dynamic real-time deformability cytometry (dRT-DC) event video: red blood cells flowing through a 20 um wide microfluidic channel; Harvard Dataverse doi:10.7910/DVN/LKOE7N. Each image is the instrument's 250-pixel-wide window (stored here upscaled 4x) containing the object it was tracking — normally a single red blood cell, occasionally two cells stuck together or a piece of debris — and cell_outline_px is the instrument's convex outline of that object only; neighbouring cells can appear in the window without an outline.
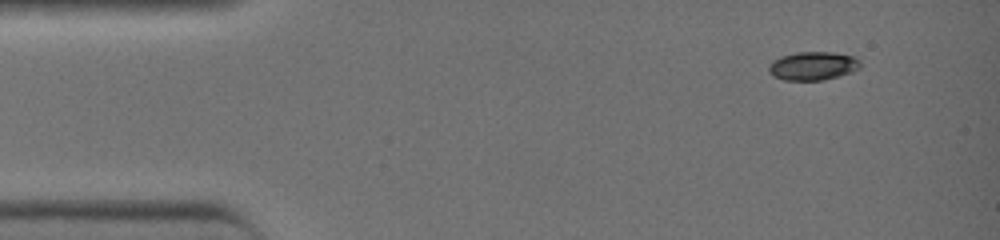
{"species": "common noctule bat (a hibernating species)", "species_latin": "Nyctalus noctula", "temperature_condition": "warm", "stored_images_in_passage": 39, "camera_frame_rate_fps": 3000, "um_per_image_px": 0.085, "animal": {"sex": "female", "body_mass_g": 19.0, "forearm_length_mm": 51.5}, "frame": {"image": 1, "passage_image": 1, "time_ms": 0.0, "image_size_px": [1000, 240], "cell_outline_px": [[860, 68], [852, 72], [824, 80], [784, 80], [772, 76], [768, 72], [768, 64], [772, 60], [780, 56], [796, 52], [832, 52], [856, 56], [860, 60]], "centroid_in_image_um": [69.08, 5.59], "position_along_channel_um": 15.9, "area_um2": 15.49}}
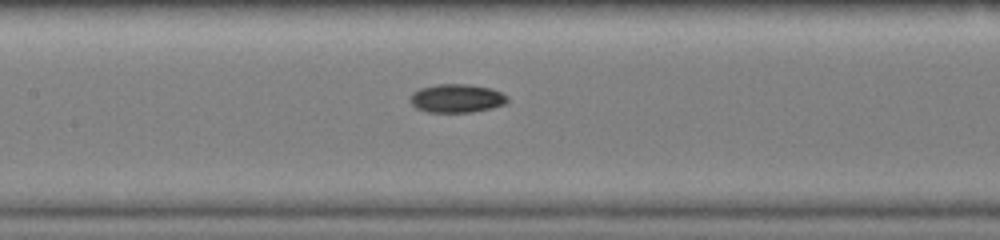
{"frame": {"image": 2, "passage_image": 17, "time_ms": 5.333, "image_size_px": [1000, 240], "cell_outline_px": [[508, 100], [504, 104], [492, 108], [472, 112], [428, 112], [416, 108], [408, 100], [412, 92], [420, 88], [436, 84], [468, 84], [492, 88], [508, 96]], "centroid_in_image_um": [38.8, 8.35], "position_along_channel_um": 168.6, "area_um2": 16.3}}
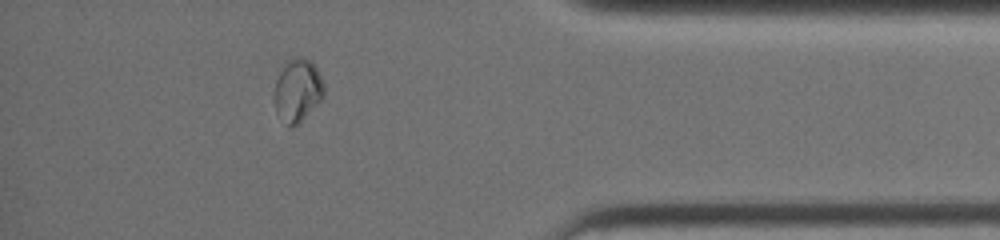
{"frame": {"image": 3, "passage_image": 34, "time_ms": 11.0, "image_size_px": [1000, 240], "cell_outline_px": [[324, 96], [300, 124], [288, 128], [276, 112], [272, 100], [272, 96], [276, 80], [284, 60], [292, 56], [304, 56], [312, 60], [324, 84]], "centroid_in_image_um": [25.25, 7.66], "position_along_channel_um": 409.9, "area_um2": 19.07}, "authors_computed_cell_mechanics": {"area_um2": 16.2418, "velocity_mm_per_s": 4.5921, "shape_relaxation_time_tau1_ms": 7.5795, "shape_relaxation_time_tau2_ms": 5.8518, "deformation_change_tau1": 0.159, "deformation_change_tau2": 0.0404}}